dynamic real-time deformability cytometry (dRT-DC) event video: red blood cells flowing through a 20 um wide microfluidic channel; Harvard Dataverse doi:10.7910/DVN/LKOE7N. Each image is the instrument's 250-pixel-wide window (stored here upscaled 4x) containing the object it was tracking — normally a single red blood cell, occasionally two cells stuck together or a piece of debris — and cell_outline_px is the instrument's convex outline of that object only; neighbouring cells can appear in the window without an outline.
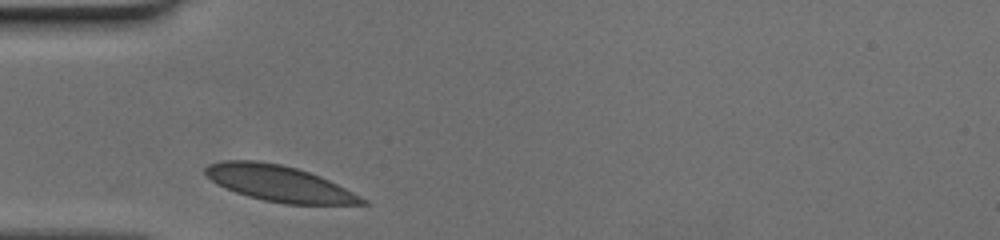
{"species": "human", "species_latin": "Homo sapiens", "temperature_condition": "cold", "stored_images_in_passage": 24, "camera_frame_rate_fps": 3000, "um_per_image_px": 0.085, "donor": {"sex": "female"}, "frame": {"image": 1, "passage_image": 1, "time_ms": 0.0, "image_size_px": [1000, 240], "cell_outline_px": [[368, 204], [284, 204], [264, 200], [248, 196], [236, 192], [212, 180], [204, 172], [204, 168], [208, 164], [220, 160], [256, 160], [280, 164], [296, 168], [320, 176], [368, 200]], "centroid_in_image_um": [23.71, 15.58], "position_along_channel_um": 61.3, "area_um2": 32.37}}
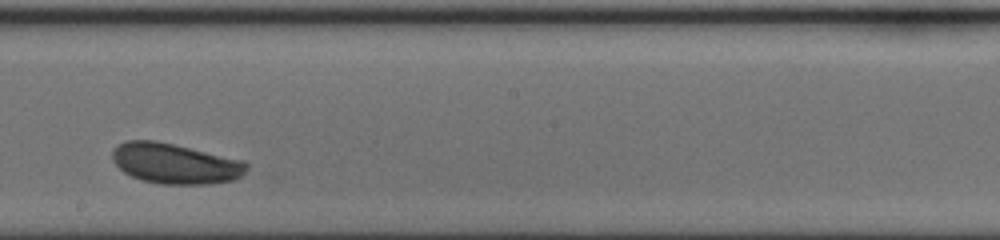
{"frame": {"image": 2, "passage_image": 14, "time_ms": 4.333, "image_size_px": [1000, 240], "cell_outline_px": [[248, 168], [240, 176], [232, 180], [208, 184], [160, 184], [140, 180], [124, 172], [112, 160], [112, 152], [124, 140], [156, 140], [244, 160], [248, 164]], "centroid_in_image_um": [14.88, 13.9], "position_along_channel_um": 233.3, "area_um2": 31.56}}
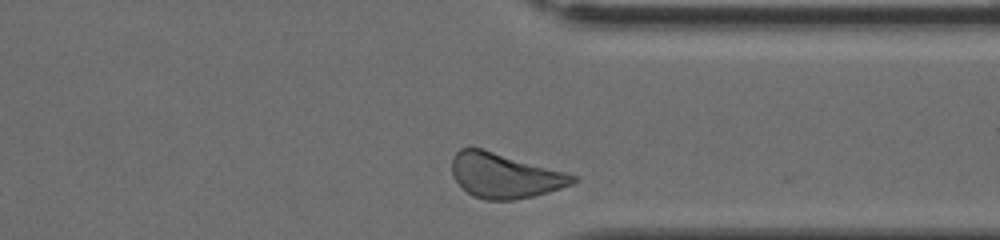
{"frame": {"image": 3, "passage_image": 24, "time_ms": 7.667, "image_size_px": [1000, 240], "cell_outline_px": [[576, 180], [572, 184], [548, 192], [532, 196], [512, 200], [484, 200], [472, 196], [452, 176], [452, 160], [456, 152], [460, 148], [480, 148], [564, 172], [576, 176]], "centroid_in_image_um": [42.85, 14.94], "position_along_channel_um": 368.5, "area_um2": 30.98}}